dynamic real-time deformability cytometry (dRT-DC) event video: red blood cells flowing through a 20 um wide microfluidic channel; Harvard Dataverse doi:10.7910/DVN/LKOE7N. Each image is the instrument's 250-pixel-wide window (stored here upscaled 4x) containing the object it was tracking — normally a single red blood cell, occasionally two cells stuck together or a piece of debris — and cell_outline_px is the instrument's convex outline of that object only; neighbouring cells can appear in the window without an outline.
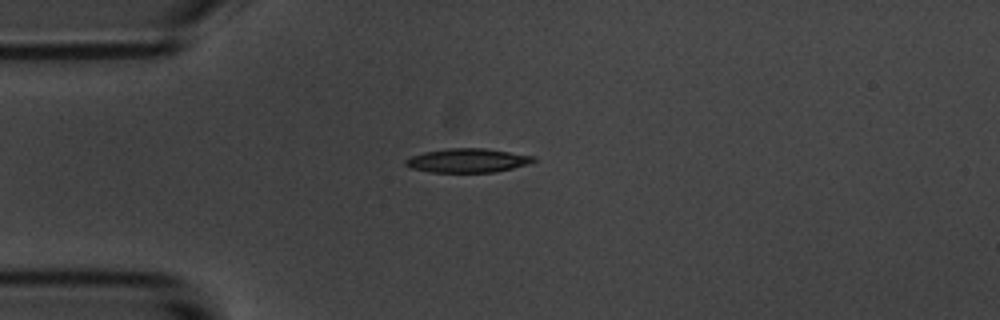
{"species": "common noctule bat (a hibernating species)", "species_latin": "Nyctalus noctula", "temperature_condition": "room temperature", "stored_images_in_passage": 43, "camera_frame_rate_fps": 3000, "um_per_image_px": 0.085, "animal": {"sex": "male", "body_mass_g": 20.1, "forearm_length_mm": 53.5}, "frame": {"image": 1, "passage_image": 1, "time_ms": 0.0, "image_size_px": [1000, 320], "cell_outline_px": [[536, 160], [512, 168], [492, 172], [432, 172], [408, 168], [404, 164], [404, 160], [412, 156], [424, 152], [448, 148], [484, 148], [532, 156]], "centroid_in_image_um": [39.64, 13.64], "position_along_channel_um": 45.4, "area_um2": 17.57}}
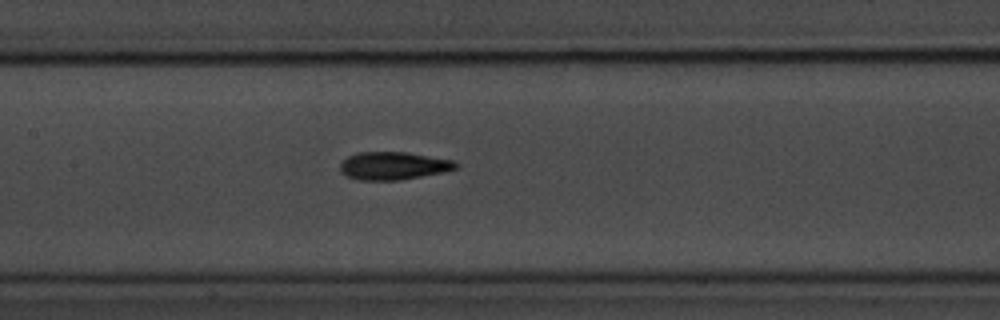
{"frame": {"image": 2, "passage_image": 13, "time_ms": 4.0, "image_size_px": [1000, 320], "cell_outline_px": [[460, 168], [444, 172], [400, 180], [360, 180], [348, 176], [340, 172], [340, 164], [348, 156], [356, 152], [408, 152], [456, 160], [460, 164]], "centroid_in_image_um": [33.51, 14.08], "position_along_channel_um": 173.9, "area_um2": 19.07}}
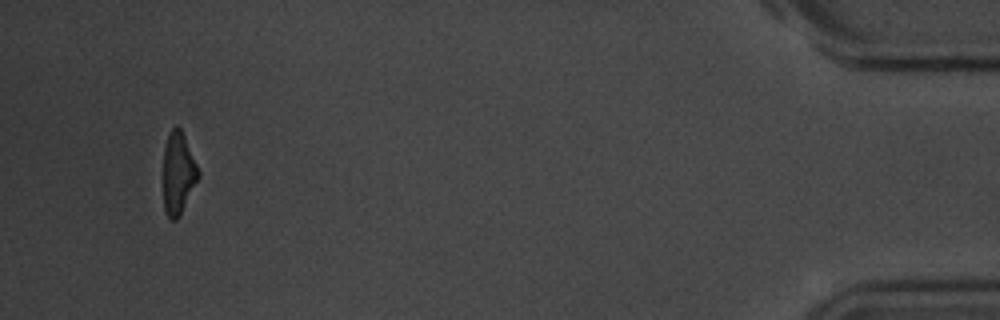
{"frame": {"image": 3, "passage_image": 40, "time_ms": 13.0, "image_size_px": [1000, 320], "cell_outline_px": [[200, 176], [180, 216], [176, 220], [172, 220], [168, 216], [164, 208], [164, 148], [168, 136], [172, 128], [176, 124], [180, 128], [184, 136], [200, 172]], "centroid_in_image_um": [15.16, 14.74], "position_along_channel_um": 420.0, "area_um2": 16.59}, "authors_computed_cell_mechanics": {"area_um2": 18.1492, "velocity_mm_per_s": 3.5971, "shape_relaxation_time_tau1_ms": 3.2299, "shape_relaxation_time_tau2_ms": 2.7406, "deformation_change_tau1": 0.1571, "deformation_change_tau2": 0.1068}}